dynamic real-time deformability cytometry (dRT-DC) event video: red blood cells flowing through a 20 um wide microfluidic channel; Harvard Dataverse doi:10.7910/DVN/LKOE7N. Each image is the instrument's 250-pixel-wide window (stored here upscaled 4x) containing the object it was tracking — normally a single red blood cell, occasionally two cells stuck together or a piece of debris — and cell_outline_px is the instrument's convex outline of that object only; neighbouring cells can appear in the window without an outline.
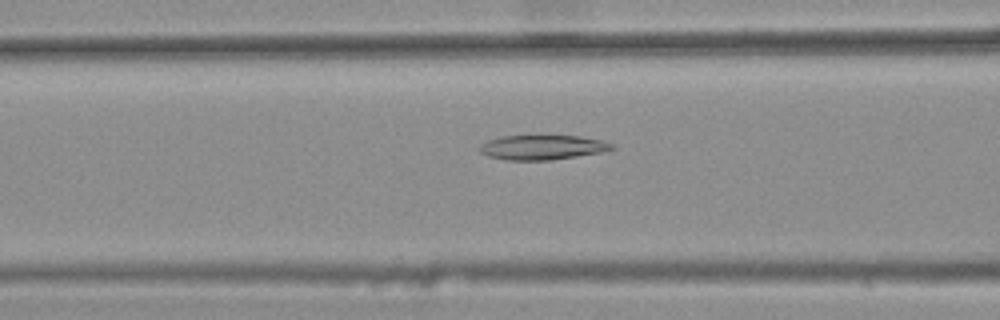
{"species": "common noctule bat (a hibernating species)", "species_latin": "Nyctalus noctula", "temperature_condition": "warm", "stored_images_in_passage": 32, "camera_frame_rate_fps": 3000, "um_per_image_px": 0.085, "animal": {"sex": "female", "body_mass_g": 25.1}, "frame": {"image": 1, "passage_image": 6, "time_ms": 1.667, "image_size_px": [1000, 320], "cell_outline_px": [[616, 148], [600, 152], [576, 156], [548, 160], [508, 160], [488, 156], [480, 152], [476, 148], [480, 144], [488, 140], [500, 136], [580, 136], [600, 140], [616, 144]], "centroid_in_image_um": [46.07, 12.52], "position_along_channel_um": 120.5, "area_um2": 18.96}}
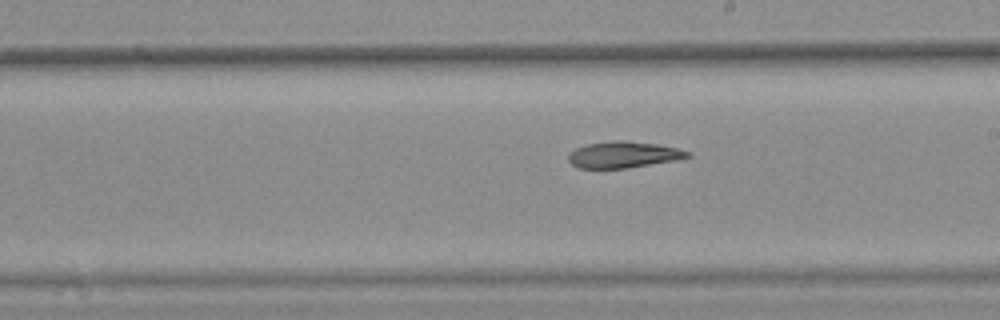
{"frame": {"image": 2, "passage_image": 15, "time_ms": 4.667, "image_size_px": [1000, 320], "cell_outline_px": [[692, 156], [672, 160], [628, 168], [580, 168], [572, 164], [568, 160], [568, 152], [576, 148], [588, 144], [612, 140], [624, 140], [656, 144], [676, 148], [692, 152]], "centroid_in_image_um": [52.96, 13.14], "position_along_channel_um": 236.0, "area_um2": 18.15}}
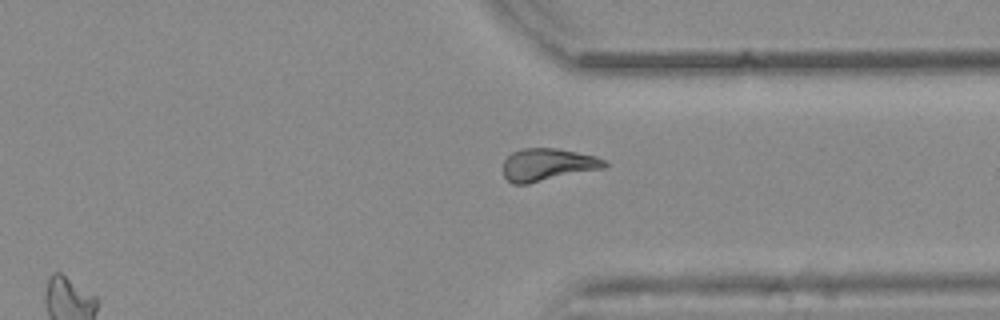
{"frame": {"image": 3, "passage_image": 25, "time_ms": 8.0, "image_size_px": [1000, 320], "cell_outline_px": [[608, 164], [604, 168], [528, 184], [512, 184], [504, 176], [504, 160], [512, 152], [520, 148], [556, 148], [596, 156], [604, 160]], "centroid_in_image_um": [46.54, 13.99], "position_along_channel_um": 364.9, "area_um2": 19.19}}